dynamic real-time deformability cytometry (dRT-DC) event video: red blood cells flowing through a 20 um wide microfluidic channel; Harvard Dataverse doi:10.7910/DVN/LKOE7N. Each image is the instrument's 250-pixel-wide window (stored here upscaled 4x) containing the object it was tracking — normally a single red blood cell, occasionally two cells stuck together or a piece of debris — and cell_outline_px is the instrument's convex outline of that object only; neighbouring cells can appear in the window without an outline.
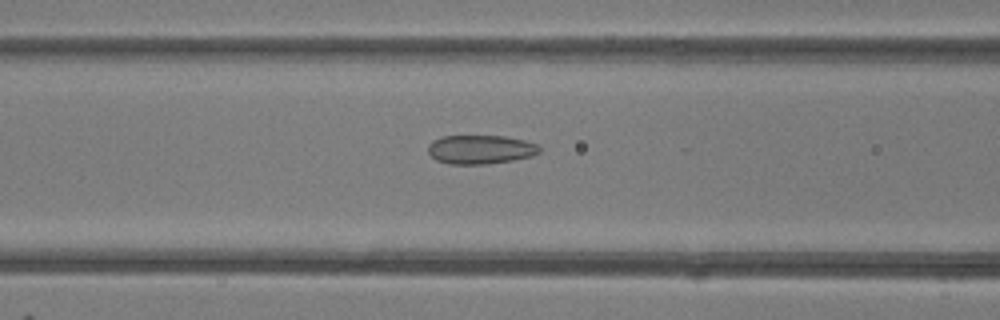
{"species": "common noctule bat (a hibernating species)", "species_latin": "Nyctalus noctula", "temperature_condition": "room temperature", "stored_images_in_passage": 48, "camera_frame_rate_fps": 3000, "um_per_image_px": 0.085, "animal": {"sex": "female"}, "frame": {"image": 1, "passage_image": 19, "time_ms": 6.0, "image_size_px": [1000, 320], "cell_outline_px": [[540, 152], [532, 156], [512, 160], [484, 164], [448, 164], [436, 160], [428, 152], [428, 144], [432, 140], [444, 136], [504, 136], [524, 140], [536, 144], [540, 148]], "centroid_in_image_um": [40.82, 12.7], "position_along_channel_um": 125.8, "area_um2": 18.73}}
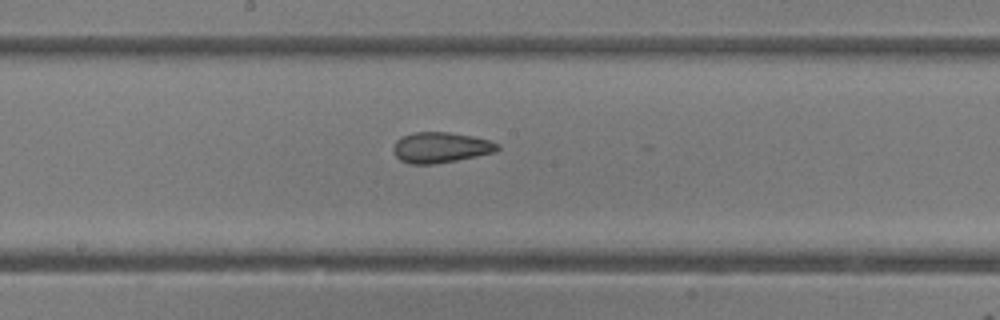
{"frame": {"image": 2, "passage_image": 25, "time_ms": 8.0, "image_size_px": [1000, 320], "cell_outline_px": [[500, 148], [496, 152], [456, 160], [432, 164], [408, 164], [400, 160], [396, 156], [392, 148], [396, 140], [412, 132], [448, 132], [472, 136], [488, 140], [500, 144]], "centroid_in_image_um": [37.45, 12.53], "position_along_channel_um": 210.8, "area_um2": 18.55}}
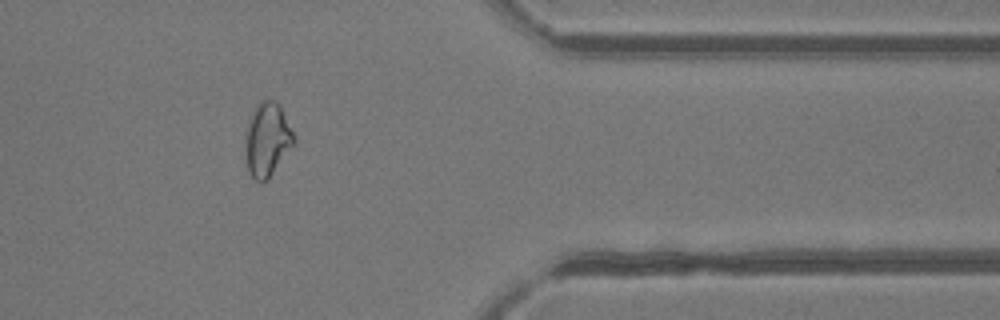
{"frame": {"image": 3, "passage_image": 39, "time_ms": 12.667, "image_size_px": [1000, 320], "cell_outline_px": [[296, 140], [268, 180], [260, 184], [248, 172], [244, 148], [248, 124], [260, 100], [276, 100], [280, 104]], "centroid_in_image_um": [22.71, 11.9], "position_along_channel_um": 388.7, "area_um2": 20.69}, "authors_computed_cell_mechanics": {"area_um2": 20.808, "velocity_mm_per_s": 4.2383, "shape_relaxation_time_tau1_ms": 8.3424, "shape_relaxation_time_tau2_ms": 1.9506, "deformation_change_tau1": 0.1238, "deformation_change_tau2": 0.0825}}